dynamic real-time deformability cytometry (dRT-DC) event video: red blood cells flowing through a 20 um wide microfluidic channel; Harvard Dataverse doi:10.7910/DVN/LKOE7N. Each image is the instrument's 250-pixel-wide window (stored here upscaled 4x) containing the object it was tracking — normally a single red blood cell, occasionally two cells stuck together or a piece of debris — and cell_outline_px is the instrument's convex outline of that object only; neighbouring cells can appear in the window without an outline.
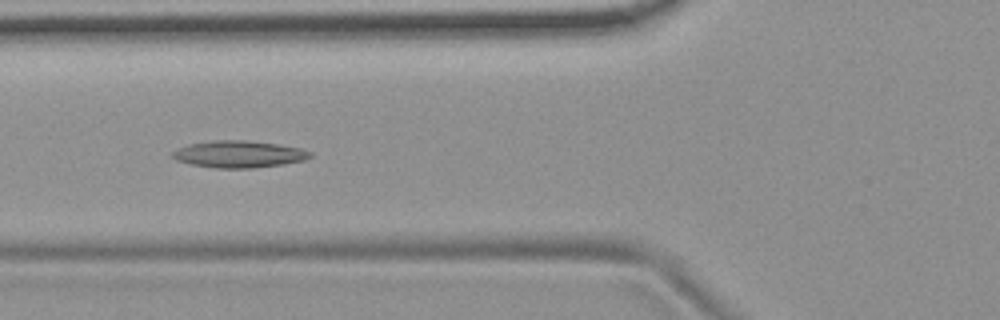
{"species": "common noctule bat (a hibernating species)", "species_latin": "Nyctalus noctula", "temperature_condition": "room temperature", "stored_images_in_passage": 18, "camera_frame_rate_fps": 3000, "um_per_image_px": 0.085, "animal": {"sex": "female", "body_mass_g": 19.9}, "frame": {"image": 1, "passage_image": 6, "time_ms": 1.667, "image_size_px": [1000, 320], "cell_outline_px": [[312, 156], [304, 160], [284, 164], [252, 168], [216, 168], [192, 164], [176, 160], [168, 156], [172, 152], [188, 144], [212, 140], [248, 140], [276, 144], [300, 148], [312, 152]], "centroid_in_image_um": [20.29, 13.1], "position_along_channel_um": 105.5, "area_um2": 21.62}}
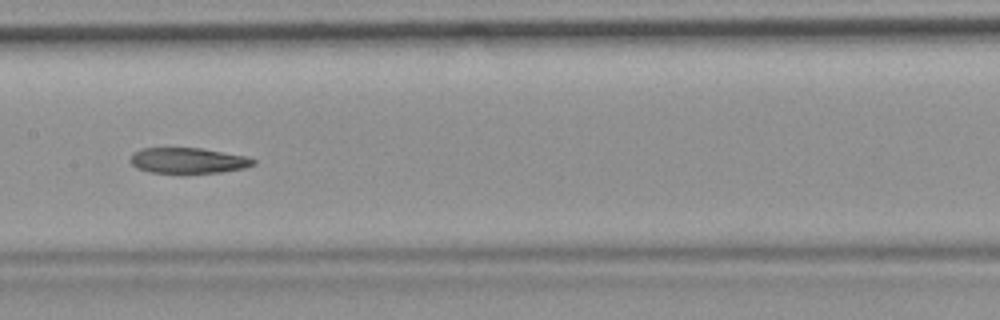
{"frame": {"image": 2, "passage_image": 13, "time_ms": 4.0, "image_size_px": [1000, 320], "cell_outline_px": [[256, 164], [244, 168], [220, 172], [180, 176], [148, 172], [136, 168], [128, 160], [132, 152], [140, 148], [200, 148], [248, 156], [256, 160]], "centroid_in_image_um": [15.94, 13.69], "position_along_channel_um": 191.5, "area_um2": 19.42}}